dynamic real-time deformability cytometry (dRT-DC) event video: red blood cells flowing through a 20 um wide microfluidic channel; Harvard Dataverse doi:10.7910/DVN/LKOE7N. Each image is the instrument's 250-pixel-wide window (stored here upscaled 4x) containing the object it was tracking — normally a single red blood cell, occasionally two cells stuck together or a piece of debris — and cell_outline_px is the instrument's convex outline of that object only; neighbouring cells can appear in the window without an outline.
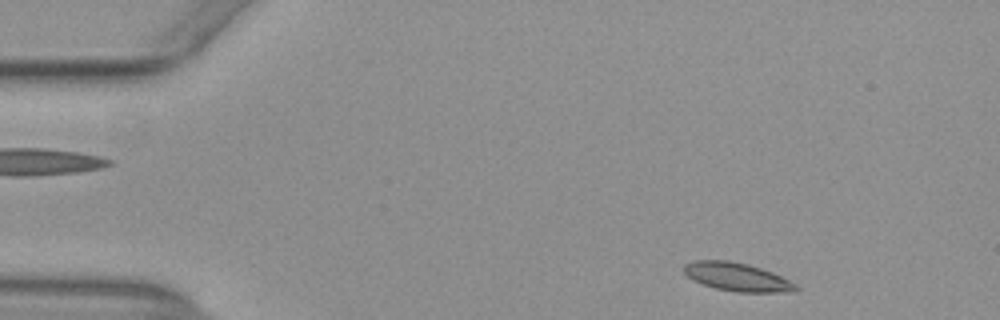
{"species": "common noctule bat (a hibernating species)", "species_latin": "Nyctalus noctula", "temperature_condition": "warm", "stored_images_in_passage": 48, "camera_frame_rate_fps": 3000, "um_per_image_px": 0.085, "animal": {"sex": "female", "body_mass_g": 29.2, "forearm_length_mm": 56.3}, "frame": {"image": 1, "passage_image": 2, "time_ms": 0.333, "image_size_px": [1000, 320], "cell_outline_px": [[800, 288], [796, 292], [736, 292], [716, 288], [692, 280], [684, 272], [684, 264], [692, 260], [728, 260], [748, 264], [772, 272], [796, 284]], "centroid_in_image_um": [62.65, 23.54], "position_along_channel_um": 22.3, "area_um2": 18.5}}
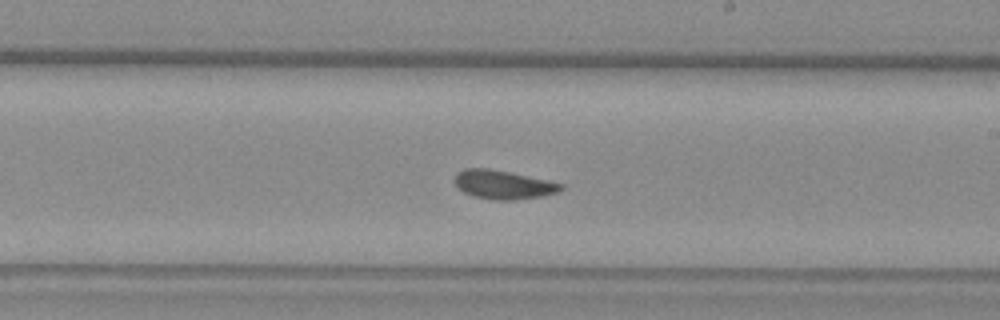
{"frame": {"image": 2, "passage_image": 26, "time_ms": 8.333, "image_size_px": [1000, 320], "cell_outline_px": [[564, 188], [560, 192], [540, 196], [512, 200], [492, 200], [472, 196], [464, 192], [452, 180], [456, 172], [464, 168], [488, 168], [548, 180], [564, 184]], "centroid_in_image_um": [42.75, 15.69], "position_along_channel_um": 246.2, "area_um2": 17.92}}
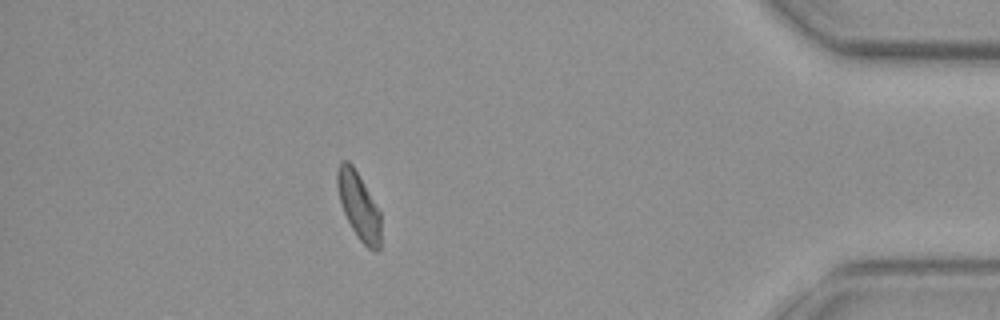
{"frame": {"image": 3, "passage_image": 42, "time_ms": 13.667, "image_size_px": [1000, 320], "cell_outline_px": [[380, 248], [376, 252], [368, 248], [360, 240], [352, 228], [340, 204], [336, 184], [336, 172], [340, 160], [348, 160], [352, 164], [364, 184], [380, 212]], "centroid_in_image_um": [30.47, 17.47], "position_along_channel_um": 404.7, "area_um2": 16.94}, "authors_computed_cell_mechanics": {"area_um2": 17.7735, "velocity_mm_per_s": 3.9022, "shape_relaxation_time_tau1_ms": 6.5948, "shape_relaxation_time_tau2_ms": 3.0584, "deformation_change_tau1": 0.1474, "deformation_change_tau2": 0.0695}}